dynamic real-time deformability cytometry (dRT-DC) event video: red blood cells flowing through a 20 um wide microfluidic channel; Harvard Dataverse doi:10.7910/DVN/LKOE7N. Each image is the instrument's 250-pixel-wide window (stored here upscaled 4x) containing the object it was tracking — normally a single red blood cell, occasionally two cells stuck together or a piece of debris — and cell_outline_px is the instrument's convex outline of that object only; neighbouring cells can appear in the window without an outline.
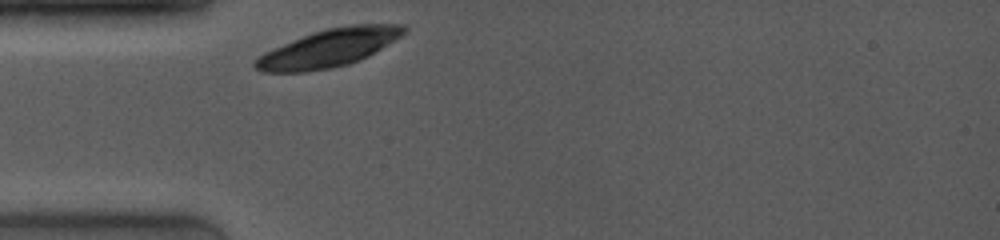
{"species": "common noctule bat (a hibernating species)", "species_latin": "Nyctalus noctula", "temperature_condition": "room temperature", "stored_images_in_passage": 2, "camera_frame_rate_fps": 4000, "um_per_image_px": 0.085, "animal": {"sex": "female", "body_mass_g": 19.0, "forearm_length_mm": 53.3}, "frame": {"image": 1, "passage_image": 1, "time_ms": 0.0, "image_size_px": [1000, 240], "cell_outline_px": [[408, 28], [400, 36], [368, 56], [360, 60], [348, 64], [328, 68], [304, 72], [264, 72], [256, 68], [252, 64], [264, 52], [272, 48], [312, 32], [328, 28], [348, 24], [404, 24]], "centroid_in_image_um": [27.94, 4.07], "position_along_channel_um": 57.1, "area_um2": 32.48}}